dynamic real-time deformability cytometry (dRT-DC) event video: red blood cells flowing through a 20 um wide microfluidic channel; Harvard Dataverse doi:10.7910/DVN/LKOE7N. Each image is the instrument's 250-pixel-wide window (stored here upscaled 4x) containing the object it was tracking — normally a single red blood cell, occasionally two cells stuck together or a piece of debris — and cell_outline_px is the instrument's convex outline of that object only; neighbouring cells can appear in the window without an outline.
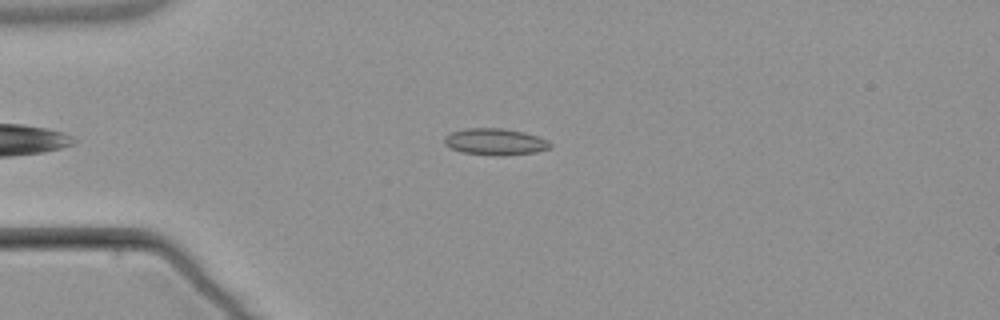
{"species": "common noctule bat (a hibernating species)", "species_latin": "Nyctalus noctula", "temperature_condition": "warm", "stored_images_in_passage": 3, "camera_frame_rate_fps": 3000, "um_per_image_px": 0.085, "animal": {"sex": "male", "body_mass_g": 21.5, "forearm_length_mm": 52.0}, "frame": {"image": 1, "passage_image": 1, "time_ms": 0.0, "image_size_px": [1000, 320], "cell_outline_px": [[552, 144], [548, 148], [536, 152], [500, 156], [496, 156], [460, 152], [444, 144], [444, 136], [452, 132], [464, 128], [500, 128], [524, 132], [548, 140]], "centroid_in_image_um": [42.06, 12.05], "position_along_channel_um": 42.9, "area_um2": 16.42}}
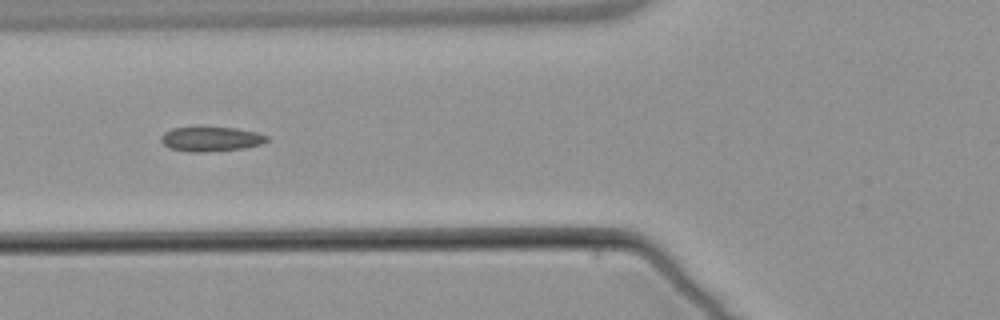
{"frame": {"image": 2, "passage_image": 3, "time_ms": 2.333, "image_size_px": [1000, 320], "cell_outline_px": [[268, 140], [260, 144], [244, 148], [208, 152], [188, 152], [168, 148], [160, 140], [160, 136], [164, 132], [172, 128], [200, 124], [236, 128], [256, 132], [268, 136]], "centroid_in_image_um": [17.86, 11.77], "position_along_channel_um": 107.9, "area_um2": 16.01}}